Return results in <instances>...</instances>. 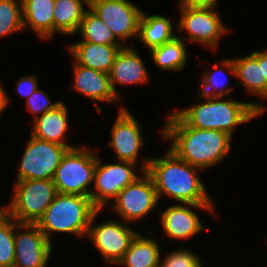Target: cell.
I'll return each instance as SVG.
<instances>
[{"mask_svg":"<svg viewBox=\"0 0 267 267\" xmlns=\"http://www.w3.org/2000/svg\"><path fill=\"white\" fill-rule=\"evenodd\" d=\"M98 209L90 197L57 193L36 225L51 243L52 233H72L86 237L93 215Z\"/></svg>","mask_w":267,"mask_h":267,"instance_id":"cell-4","label":"cell"},{"mask_svg":"<svg viewBox=\"0 0 267 267\" xmlns=\"http://www.w3.org/2000/svg\"><path fill=\"white\" fill-rule=\"evenodd\" d=\"M203 98L206 102H195L191 107L176 109L175 112L193 128L219 130L231 137L237 126L250 122L267 110L257 102H242L227 97Z\"/></svg>","mask_w":267,"mask_h":267,"instance_id":"cell-3","label":"cell"},{"mask_svg":"<svg viewBox=\"0 0 267 267\" xmlns=\"http://www.w3.org/2000/svg\"><path fill=\"white\" fill-rule=\"evenodd\" d=\"M149 74L138 51L130 46L120 49L109 72L113 92L120 98L115 85H135L149 82Z\"/></svg>","mask_w":267,"mask_h":267,"instance_id":"cell-17","label":"cell"},{"mask_svg":"<svg viewBox=\"0 0 267 267\" xmlns=\"http://www.w3.org/2000/svg\"><path fill=\"white\" fill-rule=\"evenodd\" d=\"M67 147L30 136L19 162L16 181L53 180Z\"/></svg>","mask_w":267,"mask_h":267,"instance_id":"cell-7","label":"cell"},{"mask_svg":"<svg viewBox=\"0 0 267 267\" xmlns=\"http://www.w3.org/2000/svg\"><path fill=\"white\" fill-rule=\"evenodd\" d=\"M181 18L175 30L186 31L187 36H180L184 41L197 43L215 52L219 41L225 36L227 29L216 9L179 8ZM182 30V31H181ZM188 37V39H187Z\"/></svg>","mask_w":267,"mask_h":267,"instance_id":"cell-8","label":"cell"},{"mask_svg":"<svg viewBox=\"0 0 267 267\" xmlns=\"http://www.w3.org/2000/svg\"><path fill=\"white\" fill-rule=\"evenodd\" d=\"M15 230L13 267H46L53 248L39 227L36 224L19 223Z\"/></svg>","mask_w":267,"mask_h":267,"instance_id":"cell-13","label":"cell"},{"mask_svg":"<svg viewBox=\"0 0 267 267\" xmlns=\"http://www.w3.org/2000/svg\"><path fill=\"white\" fill-rule=\"evenodd\" d=\"M73 84L72 87L80 94L97 102L119 103L121 101L112 90L109 73L94 70L79 64L73 63Z\"/></svg>","mask_w":267,"mask_h":267,"instance_id":"cell-18","label":"cell"},{"mask_svg":"<svg viewBox=\"0 0 267 267\" xmlns=\"http://www.w3.org/2000/svg\"><path fill=\"white\" fill-rule=\"evenodd\" d=\"M161 261L158 241L138 233L125 255L116 265L125 267H156Z\"/></svg>","mask_w":267,"mask_h":267,"instance_id":"cell-23","label":"cell"},{"mask_svg":"<svg viewBox=\"0 0 267 267\" xmlns=\"http://www.w3.org/2000/svg\"><path fill=\"white\" fill-rule=\"evenodd\" d=\"M221 64L232 76L238 78L248 93L267 98V82L262 71V51L254 50L241 58H225Z\"/></svg>","mask_w":267,"mask_h":267,"instance_id":"cell-16","label":"cell"},{"mask_svg":"<svg viewBox=\"0 0 267 267\" xmlns=\"http://www.w3.org/2000/svg\"><path fill=\"white\" fill-rule=\"evenodd\" d=\"M23 30L22 1L0 0V38Z\"/></svg>","mask_w":267,"mask_h":267,"instance_id":"cell-29","label":"cell"},{"mask_svg":"<svg viewBox=\"0 0 267 267\" xmlns=\"http://www.w3.org/2000/svg\"><path fill=\"white\" fill-rule=\"evenodd\" d=\"M202 264L199 256L189 249H175L160 261L162 267H203Z\"/></svg>","mask_w":267,"mask_h":267,"instance_id":"cell-30","label":"cell"},{"mask_svg":"<svg viewBox=\"0 0 267 267\" xmlns=\"http://www.w3.org/2000/svg\"><path fill=\"white\" fill-rule=\"evenodd\" d=\"M19 223L2 207L0 209V267H13L15 259L14 234Z\"/></svg>","mask_w":267,"mask_h":267,"instance_id":"cell-27","label":"cell"},{"mask_svg":"<svg viewBox=\"0 0 267 267\" xmlns=\"http://www.w3.org/2000/svg\"><path fill=\"white\" fill-rule=\"evenodd\" d=\"M162 136L181 160L200 169L214 167L228 156L232 137L213 129L189 126L175 111L169 113Z\"/></svg>","mask_w":267,"mask_h":267,"instance_id":"cell-1","label":"cell"},{"mask_svg":"<svg viewBox=\"0 0 267 267\" xmlns=\"http://www.w3.org/2000/svg\"><path fill=\"white\" fill-rule=\"evenodd\" d=\"M84 4H89V0H55L53 19L54 35L58 34L75 35L78 33L84 12Z\"/></svg>","mask_w":267,"mask_h":267,"instance_id":"cell-24","label":"cell"},{"mask_svg":"<svg viewBox=\"0 0 267 267\" xmlns=\"http://www.w3.org/2000/svg\"><path fill=\"white\" fill-rule=\"evenodd\" d=\"M56 194L53 180L16 181L11 203L2 208L18 223L36 224Z\"/></svg>","mask_w":267,"mask_h":267,"instance_id":"cell-6","label":"cell"},{"mask_svg":"<svg viewBox=\"0 0 267 267\" xmlns=\"http://www.w3.org/2000/svg\"><path fill=\"white\" fill-rule=\"evenodd\" d=\"M136 166V163L121 160L102 164L97 155L93 184L95 191H91L90 198L98 210L104 209L117 198L120 191L141 176L136 174Z\"/></svg>","mask_w":267,"mask_h":267,"instance_id":"cell-10","label":"cell"},{"mask_svg":"<svg viewBox=\"0 0 267 267\" xmlns=\"http://www.w3.org/2000/svg\"><path fill=\"white\" fill-rule=\"evenodd\" d=\"M140 124L127 108L120 107L111 131L112 139L108 143L118 160L138 163L140 149L145 144Z\"/></svg>","mask_w":267,"mask_h":267,"instance_id":"cell-14","label":"cell"},{"mask_svg":"<svg viewBox=\"0 0 267 267\" xmlns=\"http://www.w3.org/2000/svg\"><path fill=\"white\" fill-rule=\"evenodd\" d=\"M124 45H104L90 42L70 43L67 48L76 64L109 73L115 56Z\"/></svg>","mask_w":267,"mask_h":267,"instance_id":"cell-19","label":"cell"},{"mask_svg":"<svg viewBox=\"0 0 267 267\" xmlns=\"http://www.w3.org/2000/svg\"><path fill=\"white\" fill-rule=\"evenodd\" d=\"M170 18L159 14L148 16L143 11L139 21L138 37L140 41L149 49L163 45L176 36L174 26Z\"/></svg>","mask_w":267,"mask_h":267,"instance_id":"cell-22","label":"cell"},{"mask_svg":"<svg viewBox=\"0 0 267 267\" xmlns=\"http://www.w3.org/2000/svg\"><path fill=\"white\" fill-rule=\"evenodd\" d=\"M218 0H180L179 8L214 9Z\"/></svg>","mask_w":267,"mask_h":267,"instance_id":"cell-33","label":"cell"},{"mask_svg":"<svg viewBox=\"0 0 267 267\" xmlns=\"http://www.w3.org/2000/svg\"><path fill=\"white\" fill-rule=\"evenodd\" d=\"M140 171H146L152 178L159 201L163 195L180 204L215 205L201 181L202 170L181 160L168 149L162 158H143Z\"/></svg>","mask_w":267,"mask_h":267,"instance_id":"cell-2","label":"cell"},{"mask_svg":"<svg viewBox=\"0 0 267 267\" xmlns=\"http://www.w3.org/2000/svg\"><path fill=\"white\" fill-rule=\"evenodd\" d=\"M159 198L151 176L144 171L140 177L119 192L112 211L125 223L143 219L153 209L158 208Z\"/></svg>","mask_w":267,"mask_h":267,"instance_id":"cell-9","label":"cell"},{"mask_svg":"<svg viewBox=\"0 0 267 267\" xmlns=\"http://www.w3.org/2000/svg\"><path fill=\"white\" fill-rule=\"evenodd\" d=\"M33 121L30 135L68 149L76 147L64 141L69 129L68 109L64 103L61 102L55 109L45 112Z\"/></svg>","mask_w":267,"mask_h":267,"instance_id":"cell-20","label":"cell"},{"mask_svg":"<svg viewBox=\"0 0 267 267\" xmlns=\"http://www.w3.org/2000/svg\"><path fill=\"white\" fill-rule=\"evenodd\" d=\"M214 70H206L201 75V90H197L202 97H226L234 87H230L228 78L225 76L223 69L221 70L218 63L212 65ZM218 69V70H217ZM220 69V70H219Z\"/></svg>","mask_w":267,"mask_h":267,"instance_id":"cell-28","label":"cell"},{"mask_svg":"<svg viewBox=\"0 0 267 267\" xmlns=\"http://www.w3.org/2000/svg\"><path fill=\"white\" fill-rule=\"evenodd\" d=\"M186 44L176 36L173 40L150 50V55L161 70L181 71L187 63Z\"/></svg>","mask_w":267,"mask_h":267,"instance_id":"cell-25","label":"cell"},{"mask_svg":"<svg viewBox=\"0 0 267 267\" xmlns=\"http://www.w3.org/2000/svg\"><path fill=\"white\" fill-rule=\"evenodd\" d=\"M262 71L267 82V50L262 51Z\"/></svg>","mask_w":267,"mask_h":267,"instance_id":"cell-35","label":"cell"},{"mask_svg":"<svg viewBox=\"0 0 267 267\" xmlns=\"http://www.w3.org/2000/svg\"><path fill=\"white\" fill-rule=\"evenodd\" d=\"M214 206L180 203L170 205L163 212L159 210L162 228L170 238L189 239L206 229L198 215L191 208L214 213Z\"/></svg>","mask_w":267,"mask_h":267,"instance_id":"cell-15","label":"cell"},{"mask_svg":"<svg viewBox=\"0 0 267 267\" xmlns=\"http://www.w3.org/2000/svg\"><path fill=\"white\" fill-rule=\"evenodd\" d=\"M101 210L92 217L87 236L95 248L104 257L106 263L116 265L125 255L132 240L139 233L129 227L124 221L108 220L95 225V219Z\"/></svg>","mask_w":267,"mask_h":267,"instance_id":"cell-11","label":"cell"},{"mask_svg":"<svg viewBox=\"0 0 267 267\" xmlns=\"http://www.w3.org/2000/svg\"><path fill=\"white\" fill-rule=\"evenodd\" d=\"M23 29H32L42 40L54 36L55 0H21Z\"/></svg>","mask_w":267,"mask_h":267,"instance_id":"cell-21","label":"cell"},{"mask_svg":"<svg viewBox=\"0 0 267 267\" xmlns=\"http://www.w3.org/2000/svg\"><path fill=\"white\" fill-rule=\"evenodd\" d=\"M49 95L37 88L30 97L27 98V110L32 112L34 119L43 115L45 112L55 109L61 104V101L51 103ZM42 113V114H38Z\"/></svg>","mask_w":267,"mask_h":267,"instance_id":"cell-31","label":"cell"},{"mask_svg":"<svg viewBox=\"0 0 267 267\" xmlns=\"http://www.w3.org/2000/svg\"><path fill=\"white\" fill-rule=\"evenodd\" d=\"M11 99L7 96V92L5 91L2 82L0 81V117L2 113L5 111V108L10 104Z\"/></svg>","mask_w":267,"mask_h":267,"instance_id":"cell-34","label":"cell"},{"mask_svg":"<svg viewBox=\"0 0 267 267\" xmlns=\"http://www.w3.org/2000/svg\"><path fill=\"white\" fill-rule=\"evenodd\" d=\"M88 7L109 27L124 45L132 36L138 37L142 9L129 0H89Z\"/></svg>","mask_w":267,"mask_h":267,"instance_id":"cell-12","label":"cell"},{"mask_svg":"<svg viewBox=\"0 0 267 267\" xmlns=\"http://www.w3.org/2000/svg\"><path fill=\"white\" fill-rule=\"evenodd\" d=\"M95 153L79 145L66 151L53 178L57 193L90 197L88 187L94 182L97 162Z\"/></svg>","mask_w":267,"mask_h":267,"instance_id":"cell-5","label":"cell"},{"mask_svg":"<svg viewBox=\"0 0 267 267\" xmlns=\"http://www.w3.org/2000/svg\"><path fill=\"white\" fill-rule=\"evenodd\" d=\"M37 76L35 75H29V76H23L21 77L16 86L17 94H19L22 97H30L32 93L39 87Z\"/></svg>","mask_w":267,"mask_h":267,"instance_id":"cell-32","label":"cell"},{"mask_svg":"<svg viewBox=\"0 0 267 267\" xmlns=\"http://www.w3.org/2000/svg\"><path fill=\"white\" fill-rule=\"evenodd\" d=\"M78 32H80L83 39L77 42L123 45L109 27L89 7L84 12Z\"/></svg>","mask_w":267,"mask_h":267,"instance_id":"cell-26","label":"cell"}]
</instances>
